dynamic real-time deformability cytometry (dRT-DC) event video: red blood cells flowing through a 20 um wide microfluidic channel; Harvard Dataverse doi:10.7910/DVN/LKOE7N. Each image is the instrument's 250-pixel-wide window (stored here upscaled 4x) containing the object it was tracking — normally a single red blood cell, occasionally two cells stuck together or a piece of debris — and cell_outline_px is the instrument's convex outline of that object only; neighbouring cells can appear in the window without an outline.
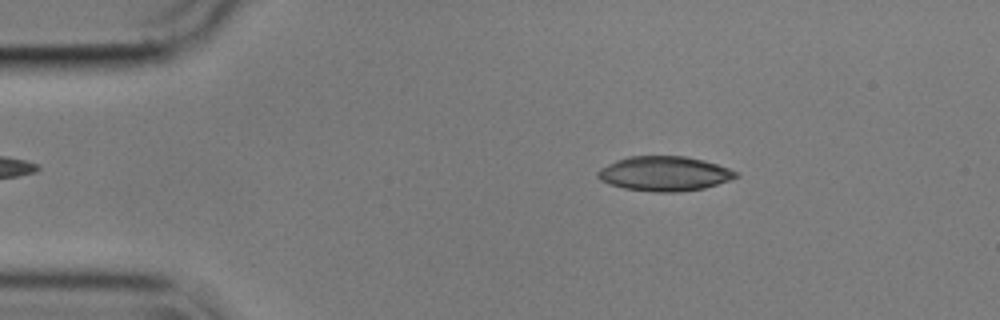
{"species": "common noctule bat (a hibernating species)", "species_latin": "Nyctalus noctula", "temperature_condition": "cold", "stored_images_in_passage": 55, "camera_frame_rate_fps": 3000, "um_per_image_px": 0.085, "animal": {"sex": "male", "body_mass_g": 17.9}, "frame": {"image": 1, "passage_image": 8, "time_ms": 2.333, "image_size_px": [1000, 320], "cell_outline_px": [[740, 176], [704, 188], [676, 192], [656, 192], [624, 188], [608, 184], [600, 180], [596, 176], [596, 172], [600, 168], [616, 160], [628, 156], [684, 156], [704, 160], [740, 172]], "centroid_in_image_um": [56.45, 14.75], "position_along_channel_um": 28.5, "area_um2": 27.92}}
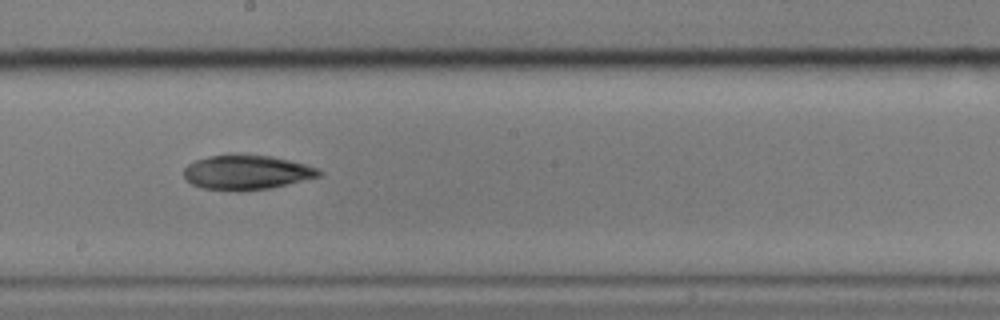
{"frame": {"image": 2, "passage_image": 29, "time_ms": 9.333, "image_size_px": [1000, 320], "cell_outline_px": [[324, 172], [320, 176], [268, 188], [236, 192], [200, 188], [192, 184], [184, 176], [184, 168], [188, 164], [196, 160], [208, 156], [232, 152], [236, 152], [272, 156], [320, 168]], "centroid_in_image_um": [20.93, 14.62], "position_along_channel_um": 227.3, "area_um2": 27.8}}
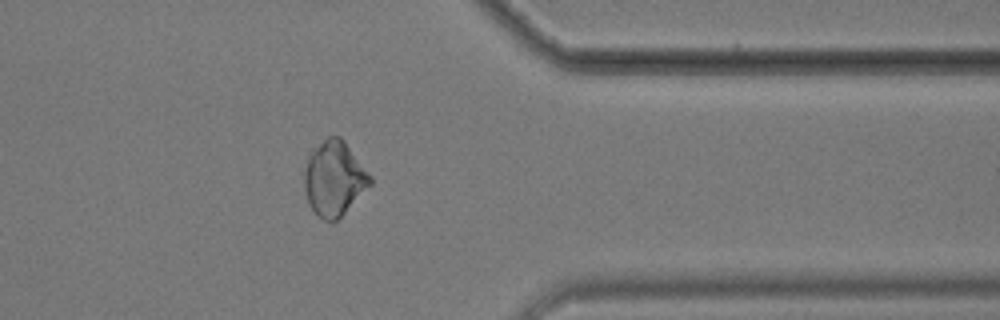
{"frame": {"image": 3, "passage_image": 43, "time_ms": 14.0, "image_size_px": [1000, 320], "cell_outline_px": [[372, 184], [332, 224], [316, 216], [308, 204], [304, 188], [304, 168], [308, 156], [312, 148], [328, 136], [340, 136], [344, 140], [372, 176]], "centroid_in_image_um": [28.38, 15.17], "position_along_channel_um": 383.0, "area_um2": 28.96}}